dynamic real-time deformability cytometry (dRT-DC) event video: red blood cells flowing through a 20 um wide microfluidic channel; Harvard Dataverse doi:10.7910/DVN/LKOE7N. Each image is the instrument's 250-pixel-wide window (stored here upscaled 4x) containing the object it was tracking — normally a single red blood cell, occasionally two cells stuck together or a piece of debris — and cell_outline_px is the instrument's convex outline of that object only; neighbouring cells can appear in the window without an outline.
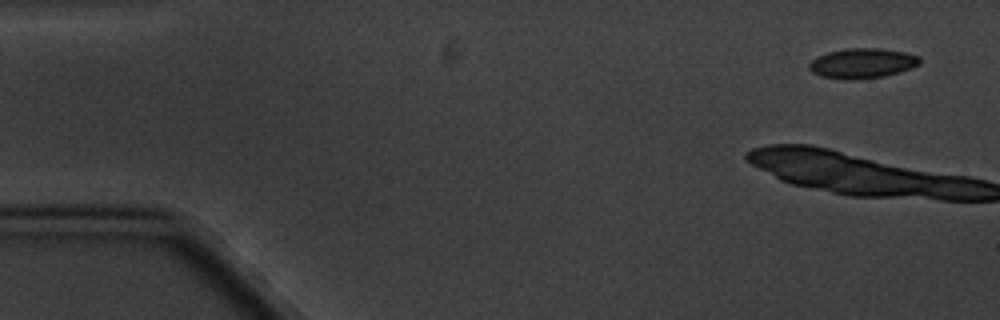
{"species": "common noctule bat (a hibernating species)", "species_latin": "Nyctalus noctula", "temperature_condition": "cold", "stored_images_in_passage": 5, "camera_frame_rate_fps": 3000, "um_per_image_px": 0.085, "animal": {"sex": "male", "body_mass_g": 20.1, "forearm_length_mm": 53.5}, "frame": {"image": 1, "passage_image": 1, "time_ms": 0.0, "image_size_px": [1000, 320], "cell_outline_px": [[920, 64], [912, 68], [900, 72], [884, 76], [820, 76], [812, 72], [808, 68], [808, 64], [816, 56], [828, 52], [844, 48], [880, 48], [904, 52], [920, 56]], "centroid_in_image_um": [73.33, 5.31], "position_along_channel_um": 11.7, "area_um2": 18.55}}